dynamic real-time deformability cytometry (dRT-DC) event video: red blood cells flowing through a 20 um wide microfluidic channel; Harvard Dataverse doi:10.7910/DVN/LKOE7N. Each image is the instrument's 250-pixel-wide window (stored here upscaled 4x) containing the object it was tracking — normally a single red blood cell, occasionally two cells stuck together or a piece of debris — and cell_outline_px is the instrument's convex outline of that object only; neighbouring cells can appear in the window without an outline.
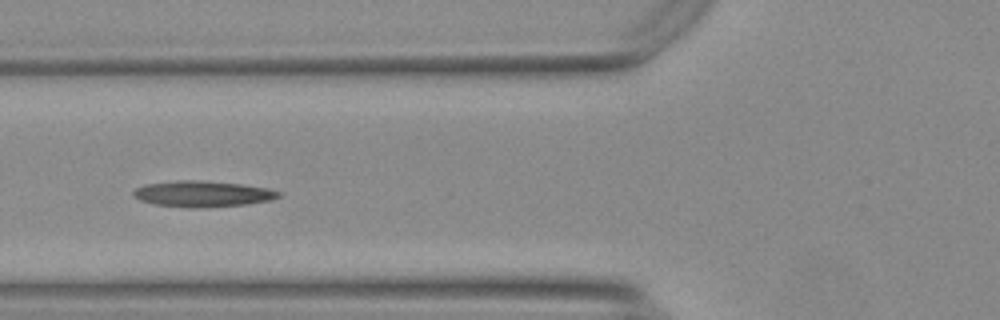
{"species": "Egyptian fruit bat (a non-hibernating species)", "species_latin": "Rousettus aegyptiacus", "temperature_condition": "warm", "stored_images_in_passage": 38, "camera_frame_rate_fps": 3000, "um_per_image_px": 0.085, "animal": {"sex": "female"}, "frame": {"image": 1, "passage_image": 6, "time_ms": 1.667, "image_size_px": [1000, 320], "cell_outline_px": [[280, 196], [272, 200], [248, 204], [200, 208], [188, 208], [156, 204], [140, 200], [132, 196], [132, 192], [136, 188], [144, 184], [176, 180], [200, 180], [240, 184], [268, 188], [280, 192]], "centroid_in_image_um": [17.2, 16.48], "position_along_channel_um": 108.6, "area_um2": 22.14}}
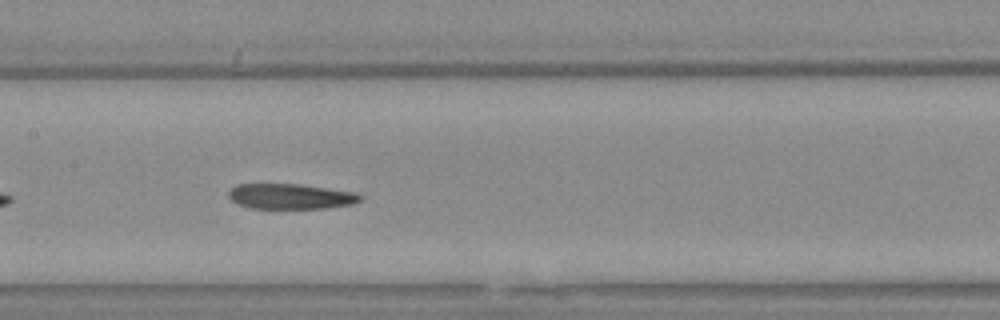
{"frame": {"image": 2, "passage_image": 12, "time_ms": 3.667, "image_size_px": [1000, 320], "cell_outline_px": [[364, 200], [352, 204], [328, 208], [252, 208], [240, 204], [232, 200], [228, 196], [228, 192], [236, 184], [296, 184], [360, 192], [364, 196]], "centroid_in_image_um": [24.8, 16.69], "position_along_channel_um": 182.6, "area_um2": 19.54}}
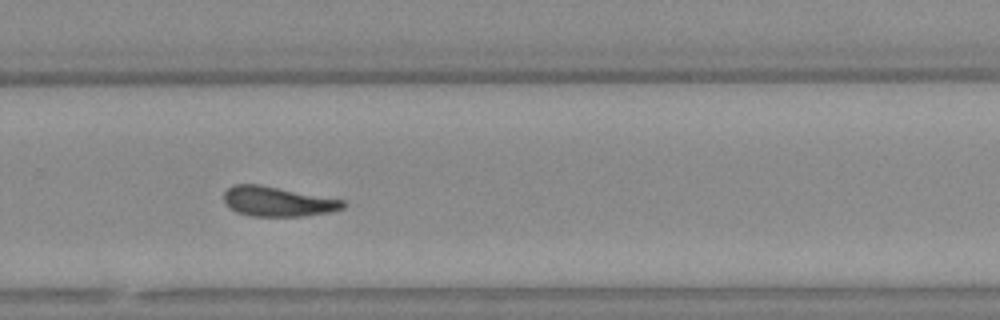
{"frame": {"image": 3, "passage_image": 22, "time_ms": 7.0, "image_size_px": [1000, 320], "cell_outline_px": [[348, 204], [344, 208], [328, 212], [304, 216], [248, 216], [236, 212], [224, 200], [224, 192], [228, 188], [236, 184], [260, 184], [344, 200]], "centroid_in_image_um": [23.62, 17.13], "position_along_channel_um": 306.2, "area_um2": 20.63}, "authors_computed_cell_mechanics": {"area_um2": 20.4034, "velocity_mm_per_s": 3.7179, "shape_relaxation_time_tau1_ms": null, "shape_relaxation_time_tau2_ms": 10.3444, "deformation_change_tau1": null, "deformation_change_tau2": 0.231}}